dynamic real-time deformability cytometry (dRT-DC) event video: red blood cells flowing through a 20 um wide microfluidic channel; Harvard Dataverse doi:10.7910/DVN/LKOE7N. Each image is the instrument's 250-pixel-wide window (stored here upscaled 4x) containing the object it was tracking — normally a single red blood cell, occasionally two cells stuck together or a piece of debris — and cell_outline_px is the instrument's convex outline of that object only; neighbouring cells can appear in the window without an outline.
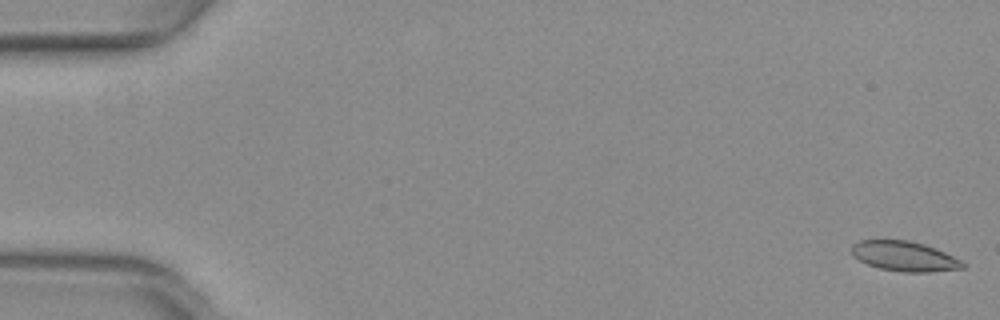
{"species": "common noctule bat (a hibernating species)", "species_latin": "Nyctalus noctula", "temperature_condition": "warm", "stored_images_in_passage": 52, "camera_frame_rate_fps": 3000, "um_per_image_px": 0.085, "animal": {"sex": "female", "body_mass_g": 29.2, "forearm_length_mm": 56.3}, "frame": {"image": 1, "passage_image": 1, "time_ms": 0.0, "image_size_px": [1000, 320], "cell_outline_px": [[968, 264], [964, 268], [928, 272], [904, 272], [880, 268], [868, 264], [852, 256], [852, 244], [860, 240], [908, 240], [924, 244], [936, 248], [964, 260]], "centroid_in_image_um": [76.94, 21.78], "position_along_channel_um": 8.1, "area_um2": 19.54}}
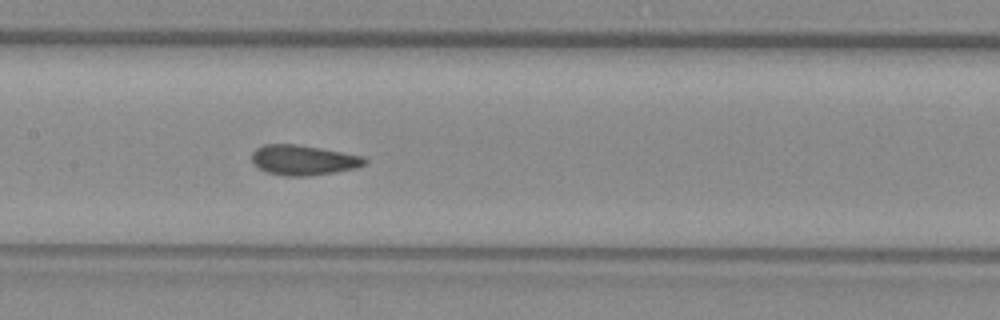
{"frame": {"image": 2, "passage_image": 26, "time_ms": 8.333, "image_size_px": [1000, 320], "cell_outline_px": [[368, 160], [364, 164], [356, 168], [336, 172], [312, 176], [280, 176], [264, 172], [252, 160], [252, 152], [256, 148], [264, 144], [296, 144], [320, 148], [364, 156]], "centroid_in_image_um": [25.78, 13.62], "position_along_channel_um": 181.6, "area_um2": 19.94}}
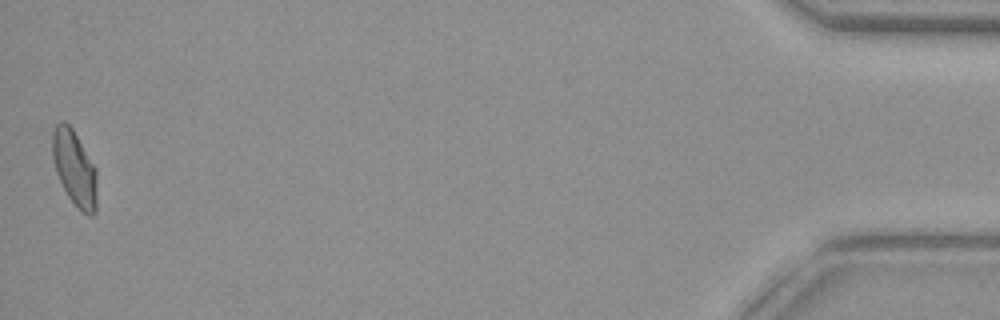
{"frame": {"image": 3, "passage_image": 52, "time_ms": 17.0, "image_size_px": [1000, 320], "cell_outline_px": [[96, 212], [92, 216], [88, 216], [68, 196], [56, 172], [52, 156], [52, 132], [56, 124], [60, 120], [64, 120], [72, 128], [96, 168]], "centroid_in_image_um": [6.32, 14.26], "position_along_channel_um": 428.9, "area_um2": 19.36}, "authors_computed_cell_mechanics": {"area_um2": 19.6231, "velocity_mm_per_s": 3.9775, "shape_relaxation_time_tau1_ms": null, "shape_relaxation_time_tau2_ms": 0.7994, "deformation_change_tau1": null, "deformation_change_tau2": 0.064}}